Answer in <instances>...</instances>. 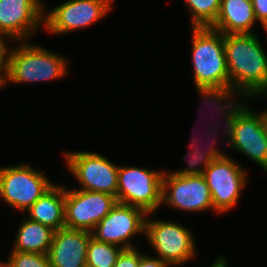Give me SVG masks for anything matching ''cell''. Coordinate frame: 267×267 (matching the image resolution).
Returning <instances> with one entry per match:
<instances>
[{
    "instance_id": "cell-12",
    "label": "cell",
    "mask_w": 267,
    "mask_h": 267,
    "mask_svg": "<svg viewBox=\"0 0 267 267\" xmlns=\"http://www.w3.org/2000/svg\"><path fill=\"white\" fill-rule=\"evenodd\" d=\"M184 211L213 210L210 189L203 175L180 176L164 173L162 178V203Z\"/></svg>"
},
{
    "instance_id": "cell-29",
    "label": "cell",
    "mask_w": 267,
    "mask_h": 267,
    "mask_svg": "<svg viewBox=\"0 0 267 267\" xmlns=\"http://www.w3.org/2000/svg\"><path fill=\"white\" fill-rule=\"evenodd\" d=\"M7 67L6 64L4 63L1 67H0V88L3 85L7 84Z\"/></svg>"
},
{
    "instance_id": "cell-16",
    "label": "cell",
    "mask_w": 267,
    "mask_h": 267,
    "mask_svg": "<svg viewBox=\"0 0 267 267\" xmlns=\"http://www.w3.org/2000/svg\"><path fill=\"white\" fill-rule=\"evenodd\" d=\"M257 21L251 0H221L220 11L210 28L223 34L254 33Z\"/></svg>"
},
{
    "instance_id": "cell-20",
    "label": "cell",
    "mask_w": 267,
    "mask_h": 267,
    "mask_svg": "<svg viewBox=\"0 0 267 267\" xmlns=\"http://www.w3.org/2000/svg\"><path fill=\"white\" fill-rule=\"evenodd\" d=\"M123 250L121 246L100 242L91 237L87 245L86 265L89 267H114Z\"/></svg>"
},
{
    "instance_id": "cell-2",
    "label": "cell",
    "mask_w": 267,
    "mask_h": 267,
    "mask_svg": "<svg viewBox=\"0 0 267 267\" xmlns=\"http://www.w3.org/2000/svg\"><path fill=\"white\" fill-rule=\"evenodd\" d=\"M65 58L37 45L25 44L6 51L7 81L40 82L60 78L67 74Z\"/></svg>"
},
{
    "instance_id": "cell-24",
    "label": "cell",
    "mask_w": 267,
    "mask_h": 267,
    "mask_svg": "<svg viewBox=\"0 0 267 267\" xmlns=\"http://www.w3.org/2000/svg\"><path fill=\"white\" fill-rule=\"evenodd\" d=\"M11 267H51L47 254L11 252L7 262Z\"/></svg>"
},
{
    "instance_id": "cell-19",
    "label": "cell",
    "mask_w": 267,
    "mask_h": 267,
    "mask_svg": "<svg viewBox=\"0 0 267 267\" xmlns=\"http://www.w3.org/2000/svg\"><path fill=\"white\" fill-rule=\"evenodd\" d=\"M209 129H208L207 134L211 133V136H212L213 134L216 133L215 132L216 130H214L213 128H209ZM213 136H215V135H213ZM190 140H191L190 146H189L190 152L188 154L191 157H190L189 161L185 158V161L186 160L188 161L187 165L189 167L182 169V170H177V171H174L171 173L178 174L180 176L202 175L206 171L207 167L210 165V163L212 161L217 160V159L226 155V154L222 153V151L219 150V148L217 149L216 147L214 148L213 146H211L209 148H207L208 147L207 146V147H205L207 149H201V147H199V144H196L198 142L195 139L192 138ZM193 147H195V148H193ZM201 163H203L202 165H204V166H202L203 169L198 167L201 165Z\"/></svg>"
},
{
    "instance_id": "cell-28",
    "label": "cell",
    "mask_w": 267,
    "mask_h": 267,
    "mask_svg": "<svg viewBox=\"0 0 267 267\" xmlns=\"http://www.w3.org/2000/svg\"><path fill=\"white\" fill-rule=\"evenodd\" d=\"M4 41L5 40L2 37H0V67L5 63V57L7 51V46Z\"/></svg>"
},
{
    "instance_id": "cell-26",
    "label": "cell",
    "mask_w": 267,
    "mask_h": 267,
    "mask_svg": "<svg viewBox=\"0 0 267 267\" xmlns=\"http://www.w3.org/2000/svg\"><path fill=\"white\" fill-rule=\"evenodd\" d=\"M256 19L264 26L267 23V0H251Z\"/></svg>"
},
{
    "instance_id": "cell-21",
    "label": "cell",
    "mask_w": 267,
    "mask_h": 267,
    "mask_svg": "<svg viewBox=\"0 0 267 267\" xmlns=\"http://www.w3.org/2000/svg\"><path fill=\"white\" fill-rule=\"evenodd\" d=\"M234 93L241 94L242 98L243 96L246 98H249L250 96L253 97L255 95H264V94H261L256 88H251L247 86H239V85H234V84L221 85V96L224 99V102H226L224 113L225 115L232 117L234 120L245 118L254 113L251 109L249 110V107L247 108V106L245 105V102L243 104V101L238 102V103L237 101L236 103L233 102L234 100L228 101L229 99L234 98L233 96L235 95Z\"/></svg>"
},
{
    "instance_id": "cell-15",
    "label": "cell",
    "mask_w": 267,
    "mask_h": 267,
    "mask_svg": "<svg viewBox=\"0 0 267 267\" xmlns=\"http://www.w3.org/2000/svg\"><path fill=\"white\" fill-rule=\"evenodd\" d=\"M91 232L61 228L54 232L48 258L51 267H84Z\"/></svg>"
},
{
    "instance_id": "cell-11",
    "label": "cell",
    "mask_w": 267,
    "mask_h": 267,
    "mask_svg": "<svg viewBox=\"0 0 267 267\" xmlns=\"http://www.w3.org/2000/svg\"><path fill=\"white\" fill-rule=\"evenodd\" d=\"M113 0H68L44 14L47 31L62 34L85 28L110 11Z\"/></svg>"
},
{
    "instance_id": "cell-3",
    "label": "cell",
    "mask_w": 267,
    "mask_h": 267,
    "mask_svg": "<svg viewBox=\"0 0 267 267\" xmlns=\"http://www.w3.org/2000/svg\"><path fill=\"white\" fill-rule=\"evenodd\" d=\"M192 62L196 86L229 84L224 34L210 27H193Z\"/></svg>"
},
{
    "instance_id": "cell-6",
    "label": "cell",
    "mask_w": 267,
    "mask_h": 267,
    "mask_svg": "<svg viewBox=\"0 0 267 267\" xmlns=\"http://www.w3.org/2000/svg\"><path fill=\"white\" fill-rule=\"evenodd\" d=\"M147 220L144 234L161 260L178 266L194 257V238L186 227L173 221Z\"/></svg>"
},
{
    "instance_id": "cell-25",
    "label": "cell",
    "mask_w": 267,
    "mask_h": 267,
    "mask_svg": "<svg viewBox=\"0 0 267 267\" xmlns=\"http://www.w3.org/2000/svg\"><path fill=\"white\" fill-rule=\"evenodd\" d=\"M140 252L136 248L124 249L119 255L114 267H138Z\"/></svg>"
},
{
    "instance_id": "cell-7",
    "label": "cell",
    "mask_w": 267,
    "mask_h": 267,
    "mask_svg": "<svg viewBox=\"0 0 267 267\" xmlns=\"http://www.w3.org/2000/svg\"><path fill=\"white\" fill-rule=\"evenodd\" d=\"M117 202L116 196L107 193L65 189V227L92 232Z\"/></svg>"
},
{
    "instance_id": "cell-10",
    "label": "cell",
    "mask_w": 267,
    "mask_h": 267,
    "mask_svg": "<svg viewBox=\"0 0 267 267\" xmlns=\"http://www.w3.org/2000/svg\"><path fill=\"white\" fill-rule=\"evenodd\" d=\"M146 216L149 214L141 208L117 202L109 214L94 227L91 235L97 241L132 249L133 244L127 241L137 233H145Z\"/></svg>"
},
{
    "instance_id": "cell-18",
    "label": "cell",
    "mask_w": 267,
    "mask_h": 267,
    "mask_svg": "<svg viewBox=\"0 0 267 267\" xmlns=\"http://www.w3.org/2000/svg\"><path fill=\"white\" fill-rule=\"evenodd\" d=\"M55 230L26 219L19 226L12 252L48 254Z\"/></svg>"
},
{
    "instance_id": "cell-30",
    "label": "cell",
    "mask_w": 267,
    "mask_h": 267,
    "mask_svg": "<svg viewBox=\"0 0 267 267\" xmlns=\"http://www.w3.org/2000/svg\"><path fill=\"white\" fill-rule=\"evenodd\" d=\"M210 267H227V261L224 257L220 256Z\"/></svg>"
},
{
    "instance_id": "cell-32",
    "label": "cell",
    "mask_w": 267,
    "mask_h": 267,
    "mask_svg": "<svg viewBox=\"0 0 267 267\" xmlns=\"http://www.w3.org/2000/svg\"><path fill=\"white\" fill-rule=\"evenodd\" d=\"M0 267H11V266L6 262H0Z\"/></svg>"
},
{
    "instance_id": "cell-8",
    "label": "cell",
    "mask_w": 267,
    "mask_h": 267,
    "mask_svg": "<svg viewBox=\"0 0 267 267\" xmlns=\"http://www.w3.org/2000/svg\"><path fill=\"white\" fill-rule=\"evenodd\" d=\"M202 175L215 211L226 212L236 205L247 180L246 171L240 165L226 155L212 161Z\"/></svg>"
},
{
    "instance_id": "cell-31",
    "label": "cell",
    "mask_w": 267,
    "mask_h": 267,
    "mask_svg": "<svg viewBox=\"0 0 267 267\" xmlns=\"http://www.w3.org/2000/svg\"><path fill=\"white\" fill-rule=\"evenodd\" d=\"M265 128V132L267 133V110L263 113H259Z\"/></svg>"
},
{
    "instance_id": "cell-27",
    "label": "cell",
    "mask_w": 267,
    "mask_h": 267,
    "mask_svg": "<svg viewBox=\"0 0 267 267\" xmlns=\"http://www.w3.org/2000/svg\"><path fill=\"white\" fill-rule=\"evenodd\" d=\"M170 266L166 261L161 260L160 258H154L146 255L140 256V261L138 267H168Z\"/></svg>"
},
{
    "instance_id": "cell-33",
    "label": "cell",
    "mask_w": 267,
    "mask_h": 267,
    "mask_svg": "<svg viewBox=\"0 0 267 267\" xmlns=\"http://www.w3.org/2000/svg\"><path fill=\"white\" fill-rule=\"evenodd\" d=\"M263 27H264V29H265L266 32H267V23H266Z\"/></svg>"
},
{
    "instance_id": "cell-5",
    "label": "cell",
    "mask_w": 267,
    "mask_h": 267,
    "mask_svg": "<svg viewBox=\"0 0 267 267\" xmlns=\"http://www.w3.org/2000/svg\"><path fill=\"white\" fill-rule=\"evenodd\" d=\"M53 185L27 164L0 168V197L19 211H27Z\"/></svg>"
},
{
    "instance_id": "cell-13",
    "label": "cell",
    "mask_w": 267,
    "mask_h": 267,
    "mask_svg": "<svg viewBox=\"0 0 267 267\" xmlns=\"http://www.w3.org/2000/svg\"><path fill=\"white\" fill-rule=\"evenodd\" d=\"M44 11L40 0H0V37L25 41L44 24Z\"/></svg>"
},
{
    "instance_id": "cell-23",
    "label": "cell",
    "mask_w": 267,
    "mask_h": 267,
    "mask_svg": "<svg viewBox=\"0 0 267 267\" xmlns=\"http://www.w3.org/2000/svg\"><path fill=\"white\" fill-rule=\"evenodd\" d=\"M196 88L199 94H202L203 101L205 102L212 101L213 103L215 102L214 105H216V109H218V112H223L222 115L224 114L223 118L225 121L224 132L226 133V136L228 137V133L232 130L235 120L232 117L225 115L223 111L225 109V103H224V99L221 96V85L220 86H196ZM205 104H208V103H205ZM213 129L215 130L216 126L215 128L213 127Z\"/></svg>"
},
{
    "instance_id": "cell-9",
    "label": "cell",
    "mask_w": 267,
    "mask_h": 267,
    "mask_svg": "<svg viewBox=\"0 0 267 267\" xmlns=\"http://www.w3.org/2000/svg\"><path fill=\"white\" fill-rule=\"evenodd\" d=\"M70 172L81 184V190L97 191L116 196L118 167L98 153L78 151L65 153Z\"/></svg>"
},
{
    "instance_id": "cell-1",
    "label": "cell",
    "mask_w": 267,
    "mask_h": 267,
    "mask_svg": "<svg viewBox=\"0 0 267 267\" xmlns=\"http://www.w3.org/2000/svg\"><path fill=\"white\" fill-rule=\"evenodd\" d=\"M229 84L267 94V55L255 33L224 34Z\"/></svg>"
},
{
    "instance_id": "cell-17",
    "label": "cell",
    "mask_w": 267,
    "mask_h": 267,
    "mask_svg": "<svg viewBox=\"0 0 267 267\" xmlns=\"http://www.w3.org/2000/svg\"><path fill=\"white\" fill-rule=\"evenodd\" d=\"M65 187L53 185L28 210L29 219L58 230L65 227Z\"/></svg>"
},
{
    "instance_id": "cell-22",
    "label": "cell",
    "mask_w": 267,
    "mask_h": 267,
    "mask_svg": "<svg viewBox=\"0 0 267 267\" xmlns=\"http://www.w3.org/2000/svg\"><path fill=\"white\" fill-rule=\"evenodd\" d=\"M191 13L192 27H210L217 19L221 0H185Z\"/></svg>"
},
{
    "instance_id": "cell-4",
    "label": "cell",
    "mask_w": 267,
    "mask_h": 267,
    "mask_svg": "<svg viewBox=\"0 0 267 267\" xmlns=\"http://www.w3.org/2000/svg\"><path fill=\"white\" fill-rule=\"evenodd\" d=\"M163 174L146 168L119 166L117 201L152 214L162 204Z\"/></svg>"
},
{
    "instance_id": "cell-14",
    "label": "cell",
    "mask_w": 267,
    "mask_h": 267,
    "mask_svg": "<svg viewBox=\"0 0 267 267\" xmlns=\"http://www.w3.org/2000/svg\"><path fill=\"white\" fill-rule=\"evenodd\" d=\"M227 140L229 146L267 171V133L259 113L236 119Z\"/></svg>"
}]
</instances>
